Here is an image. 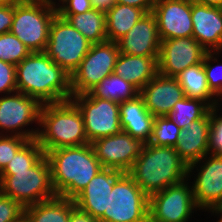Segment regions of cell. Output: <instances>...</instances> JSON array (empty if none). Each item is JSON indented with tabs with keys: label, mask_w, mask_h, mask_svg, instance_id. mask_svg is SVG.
I'll return each mask as SVG.
<instances>
[{
	"label": "cell",
	"mask_w": 222,
	"mask_h": 222,
	"mask_svg": "<svg viewBox=\"0 0 222 222\" xmlns=\"http://www.w3.org/2000/svg\"><path fill=\"white\" fill-rule=\"evenodd\" d=\"M17 91L42 105L69 101L71 76L52 62L45 52H31L16 65Z\"/></svg>",
	"instance_id": "cell-1"
},
{
	"label": "cell",
	"mask_w": 222,
	"mask_h": 222,
	"mask_svg": "<svg viewBox=\"0 0 222 222\" xmlns=\"http://www.w3.org/2000/svg\"><path fill=\"white\" fill-rule=\"evenodd\" d=\"M54 191L73 200L103 168L92 144L54 149L45 153Z\"/></svg>",
	"instance_id": "cell-2"
},
{
	"label": "cell",
	"mask_w": 222,
	"mask_h": 222,
	"mask_svg": "<svg viewBox=\"0 0 222 222\" xmlns=\"http://www.w3.org/2000/svg\"><path fill=\"white\" fill-rule=\"evenodd\" d=\"M127 174L150 197L188 179V166L174 147L147 143Z\"/></svg>",
	"instance_id": "cell-3"
},
{
	"label": "cell",
	"mask_w": 222,
	"mask_h": 222,
	"mask_svg": "<svg viewBox=\"0 0 222 222\" xmlns=\"http://www.w3.org/2000/svg\"><path fill=\"white\" fill-rule=\"evenodd\" d=\"M36 140L43 151L90 144L85 133L83 116L71 101L43 104Z\"/></svg>",
	"instance_id": "cell-4"
},
{
	"label": "cell",
	"mask_w": 222,
	"mask_h": 222,
	"mask_svg": "<svg viewBox=\"0 0 222 222\" xmlns=\"http://www.w3.org/2000/svg\"><path fill=\"white\" fill-rule=\"evenodd\" d=\"M0 192L24 207L56 197L46 155L28 170L1 171Z\"/></svg>",
	"instance_id": "cell-5"
},
{
	"label": "cell",
	"mask_w": 222,
	"mask_h": 222,
	"mask_svg": "<svg viewBox=\"0 0 222 222\" xmlns=\"http://www.w3.org/2000/svg\"><path fill=\"white\" fill-rule=\"evenodd\" d=\"M53 0L38 4H14L11 33L31 52H45L52 20L57 15Z\"/></svg>",
	"instance_id": "cell-6"
},
{
	"label": "cell",
	"mask_w": 222,
	"mask_h": 222,
	"mask_svg": "<svg viewBox=\"0 0 222 222\" xmlns=\"http://www.w3.org/2000/svg\"><path fill=\"white\" fill-rule=\"evenodd\" d=\"M149 197L123 173L107 196V209L100 222H149Z\"/></svg>",
	"instance_id": "cell-7"
},
{
	"label": "cell",
	"mask_w": 222,
	"mask_h": 222,
	"mask_svg": "<svg viewBox=\"0 0 222 222\" xmlns=\"http://www.w3.org/2000/svg\"><path fill=\"white\" fill-rule=\"evenodd\" d=\"M91 42L58 14L52 20L45 53L70 76L88 53Z\"/></svg>",
	"instance_id": "cell-8"
},
{
	"label": "cell",
	"mask_w": 222,
	"mask_h": 222,
	"mask_svg": "<svg viewBox=\"0 0 222 222\" xmlns=\"http://www.w3.org/2000/svg\"><path fill=\"white\" fill-rule=\"evenodd\" d=\"M119 53L116 42L91 44L88 53L71 75L72 95L88 93L113 73Z\"/></svg>",
	"instance_id": "cell-9"
},
{
	"label": "cell",
	"mask_w": 222,
	"mask_h": 222,
	"mask_svg": "<svg viewBox=\"0 0 222 222\" xmlns=\"http://www.w3.org/2000/svg\"><path fill=\"white\" fill-rule=\"evenodd\" d=\"M80 110L85 133L90 144L97 139L119 134V104L116 101L91 97L87 93L72 95L70 99Z\"/></svg>",
	"instance_id": "cell-10"
},
{
	"label": "cell",
	"mask_w": 222,
	"mask_h": 222,
	"mask_svg": "<svg viewBox=\"0 0 222 222\" xmlns=\"http://www.w3.org/2000/svg\"><path fill=\"white\" fill-rule=\"evenodd\" d=\"M197 208L186 179L149 197V222H187Z\"/></svg>",
	"instance_id": "cell-11"
},
{
	"label": "cell",
	"mask_w": 222,
	"mask_h": 222,
	"mask_svg": "<svg viewBox=\"0 0 222 222\" xmlns=\"http://www.w3.org/2000/svg\"><path fill=\"white\" fill-rule=\"evenodd\" d=\"M42 104L35 98L22 92H14L0 97V129L2 132H10V135L20 136L28 140L37 138L39 130H22L35 121H40ZM6 130V131H4ZM19 130V131H18ZM22 130V131H21ZM13 132V133H12Z\"/></svg>",
	"instance_id": "cell-12"
},
{
	"label": "cell",
	"mask_w": 222,
	"mask_h": 222,
	"mask_svg": "<svg viewBox=\"0 0 222 222\" xmlns=\"http://www.w3.org/2000/svg\"><path fill=\"white\" fill-rule=\"evenodd\" d=\"M188 166V178L194 168L203 161L192 184L193 198L199 210L222 208V156L211 154ZM208 158V160H207Z\"/></svg>",
	"instance_id": "cell-13"
},
{
	"label": "cell",
	"mask_w": 222,
	"mask_h": 222,
	"mask_svg": "<svg viewBox=\"0 0 222 222\" xmlns=\"http://www.w3.org/2000/svg\"><path fill=\"white\" fill-rule=\"evenodd\" d=\"M207 52L193 36L161 40L158 73L175 78L188 67L203 62Z\"/></svg>",
	"instance_id": "cell-14"
},
{
	"label": "cell",
	"mask_w": 222,
	"mask_h": 222,
	"mask_svg": "<svg viewBox=\"0 0 222 222\" xmlns=\"http://www.w3.org/2000/svg\"><path fill=\"white\" fill-rule=\"evenodd\" d=\"M103 168L127 173L141 154L145 143L126 132L110 135L91 143Z\"/></svg>",
	"instance_id": "cell-15"
},
{
	"label": "cell",
	"mask_w": 222,
	"mask_h": 222,
	"mask_svg": "<svg viewBox=\"0 0 222 222\" xmlns=\"http://www.w3.org/2000/svg\"><path fill=\"white\" fill-rule=\"evenodd\" d=\"M152 13L161 40L192 37L191 0H156Z\"/></svg>",
	"instance_id": "cell-16"
},
{
	"label": "cell",
	"mask_w": 222,
	"mask_h": 222,
	"mask_svg": "<svg viewBox=\"0 0 222 222\" xmlns=\"http://www.w3.org/2000/svg\"><path fill=\"white\" fill-rule=\"evenodd\" d=\"M116 43L122 54L159 57L161 39L154 14L152 12L144 14Z\"/></svg>",
	"instance_id": "cell-17"
},
{
	"label": "cell",
	"mask_w": 222,
	"mask_h": 222,
	"mask_svg": "<svg viewBox=\"0 0 222 222\" xmlns=\"http://www.w3.org/2000/svg\"><path fill=\"white\" fill-rule=\"evenodd\" d=\"M123 174L115 169L102 168L73 199L76 207L93 218L99 219L107 209V196L115 181Z\"/></svg>",
	"instance_id": "cell-18"
},
{
	"label": "cell",
	"mask_w": 222,
	"mask_h": 222,
	"mask_svg": "<svg viewBox=\"0 0 222 222\" xmlns=\"http://www.w3.org/2000/svg\"><path fill=\"white\" fill-rule=\"evenodd\" d=\"M146 109L154 116H168L175 103L185 97L176 78L157 73L140 91Z\"/></svg>",
	"instance_id": "cell-19"
},
{
	"label": "cell",
	"mask_w": 222,
	"mask_h": 222,
	"mask_svg": "<svg viewBox=\"0 0 222 222\" xmlns=\"http://www.w3.org/2000/svg\"><path fill=\"white\" fill-rule=\"evenodd\" d=\"M192 36L208 52L222 51V8L191 0Z\"/></svg>",
	"instance_id": "cell-20"
},
{
	"label": "cell",
	"mask_w": 222,
	"mask_h": 222,
	"mask_svg": "<svg viewBox=\"0 0 222 222\" xmlns=\"http://www.w3.org/2000/svg\"><path fill=\"white\" fill-rule=\"evenodd\" d=\"M210 129L209 110L202 118L180 130V137L174 148L187 166L209 155Z\"/></svg>",
	"instance_id": "cell-21"
},
{
	"label": "cell",
	"mask_w": 222,
	"mask_h": 222,
	"mask_svg": "<svg viewBox=\"0 0 222 222\" xmlns=\"http://www.w3.org/2000/svg\"><path fill=\"white\" fill-rule=\"evenodd\" d=\"M120 126L123 132L147 144L152 135L154 116L146 109L143 98H135L119 104Z\"/></svg>",
	"instance_id": "cell-22"
},
{
	"label": "cell",
	"mask_w": 222,
	"mask_h": 222,
	"mask_svg": "<svg viewBox=\"0 0 222 222\" xmlns=\"http://www.w3.org/2000/svg\"><path fill=\"white\" fill-rule=\"evenodd\" d=\"M158 57L119 53L114 73L134 85L139 91L158 73Z\"/></svg>",
	"instance_id": "cell-23"
},
{
	"label": "cell",
	"mask_w": 222,
	"mask_h": 222,
	"mask_svg": "<svg viewBox=\"0 0 222 222\" xmlns=\"http://www.w3.org/2000/svg\"><path fill=\"white\" fill-rule=\"evenodd\" d=\"M76 207L73 200L56 196L25 207L29 222H69L72 210Z\"/></svg>",
	"instance_id": "cell-24"
},
{
	"label": "cell",
	"mask_w": 222,
	"mask_h": 222,
	"mask_svg": "<svg viewBox=\"0 0 222 222\" xmlns=\"http://www.w3.org/2000/svg\"><path fill=\"white\" fill-rule=\"evenodd\" d=\"M146 14L142 9L116 3L106 12L107 40L117 42Z\"/></svg>",
	"instance_id": "cell-25"
},
{
	"label": "cell",
	"mask_w": 222,
	"mask_h": 222,
	"mask_svg": "<svg viewBox=\"0 0 222 222\" xmlns=\"http://www.w3.org/2000/svg\"><path fill=\"white\" fill-rule=\"evenodd\" d=\"M175 78L183 88L185 96L194 99H201L211 108H217V105H219L218 101L220 100L208 87L203 62L195 66L188 67Z\"/></svg>",
	"instance_id": "cell-26"
},
{
	"label": "cell",
	"mask_w": 222,
	"mask_h": 222,
	"mask_svg": "<svg viewBox=\"0 0 222 222\" xmlns=\"http://www.w3.org/2000/svg\"><path fill=\"white\" fill-rule=\"evenodd\" d=\"M81 32L92 44L108 41L106 34V13L91 9L81 14H58Z\"/></svg>",
	"instance_id": "cell-27"
},
{
	"label": "cell",
	"mask_w": 222,
	"mask_h": 222,
	"mask_svg": "<svg viewBox=\"0 0 222 222\" xmlns=\"http://www.w3.org/2000/svg\"><path fill=\"white\" fill-rule=\"evenodd\" d=\"M87 94L91 97L121 103L135 98L139 94V90L130 82L113 72L105 77Z\"/></svg>",
	"instance_id": "cell-28"
},
{
	"label": "cell",
	"mask_w": 222,
	"mask_h": 222,
	"mask_svg": "<svg viewBox=\"0 0 222 222\" xmlns=\"http://www.w3.org/2000/svg\"><path fill=\"white\" fill-rule=\"evenodd\" d=\"M211 107L201 99L185 96L172 107L170 117L180 129L188 127L192 122L202 118Z\"/></svg>",
	"instance_id": "cell-29"
},
{
	"label": "cell",
	"mask_w": 222,
	"mask_h": 222,
	"mask_svg": "<svg viewBox=\"0 0 222 222\" xmlns=\"http://www.w3.org/2000/svg\"><path fill=\"white\" fill-rule=\"evenodd\" d=\"M180 130L170 117L156 116L148 143L156 146L175 147L180 137Z\"/></svg>",
	"instance_id": "cell-30"
},
{
	"label": "cell",
	"mask_w": 222,
	"mask_h": 222,
	"mask_svg": "<svg viewBox=\"0 0 222 222\" xmlns=\"http://www.w3.org/2000/svg\"><path fill=\"white\" fill-rule=\"evenodd\" d=\"M45 152L36 139L29 140L10 160L2 171H21L33 167Z\"/></svg>",
	"instance_id": "cell-31"
},
{
	"label": "cell",
	"mask_w": 222,
	"mask_h": 222,
	"mask_svg": "<svg viewBox=\"0 0 222 222\" xmlns=\"http://www.w3.org/2000/svg\"><path fill=\"white\" fill-rule=\"evenodd\" d=\"M31 53L11 32L0 34V60L17 65Z\"/></svg>",
	"instance_id": "cell-32"
},
{
	"label": "cell",
	"mask_w": 222,
	"mask_h": 222,
	"mask_svg": "<svg viewBox=\"0 0 222 222\" xmlns=\"http://www.w3.org/2000/svg\"><path fill=\"white\" fill-rule=\"evenodd\" d=\"M219 53L221 52H207L203 59V68L206 74V79L210 91L216 97H219V99H221L220 96L222 97V64H217L216 66L210 64L212 61L215 62L216 60H218L216 55H219ZM218 70L221 71V76L218 75Z\"/></svg>",
	"instance_id": "cell-33"
},
{
	"label": "cell",
	"mask_w": 222,
	"mask_h": 222,
	"mask_svg": "<svg viewBox=\"0 0 222 222\" xmlns=\"http://www.w3.org/2000/svg\"><path fill=\"white\" fill-rule=\"evenodd\" d=\"M28 141V139L20 136L0 135V172Z\"/></svg>",
	"instance_id": "cell-34"
},
{
	"label": "cell",
	"mask_w": 222,
	"mask_h": 222,
	"mask_svg": "<svg viewBox=\"0 0 222 222\" xmlns=\"http://www.w3.org/2000/svg\"><path fill=\"white\" fill-rule=\"evenodd\" d=\"M25 216V207L0 192V222H17Z\"/></svg>",
	"instance_id": "cell-35"
},
{
	"label": "cell",
	"mask_w": 222,
	"mask_h": 222,
	"mask_svg": "<svg viewBox=\"0 0 222 222\" xmlns=\"http://www.w3.org/2000/svg\"><path fill=\"white\" fill-rule=\"evenodd\" d=\"M218 110V107L210 109L209 152L222 156V115H217Z\"/></svg>",
	"instance_id": "cell-36"
},
{
	"label": "cell",
	"mask_w": 222,
	"mask_h": 222,
	"mask_svg": "<svg viewBox=\"0 0 222 222\" xmlns=\"http://www.w3.org/2000/svg\"><path fill=\"white\" fill-rule=\"evenodd\" d=\"M16 91V65L0 60V93L9 95Z\"/></svg>",
	"instance_id": "cell-37"
},
{
	"label": "cell",
	"mask_w": 222,
	"mask_h": 222,
	"mask_svg": "<svg viewBox=\"0 0 222 222\" xmlns=\"http://www.w3.org/2000/svg\"><path fill=\"white\" fill-rule=\"evenodd\" d=\"M61 4L54 3L57 14H81L92 9L91 0H63Z\"/></svg>",
	"instance_id": "cell-38"
},
{
	"label": "cell",
	"mask_w": 222,
	"mask_h": 222,
	"mask_svg": "<svg viewBox=\"0 0 222 222\" xmlns=\"http://www.w3.org/2000/svg\"><path fill=\"white\" fill-rule=\"evenodd\" d=\"M14 17V4L0 6V34L11 31Z\"/></svg>",
	"instance_id": "cell-39"
},
{
	"label": "cell",
	"mask_w": 222,
	"mask_h": 222,
	"mask_svg": "<svg viewBox=\"0 0 222 222\" xmlns=\"http://www.w3.org/2000/svg\"><path fill=\"white\" fill-rule=\"evenodd\" d=\"M116 3L134 6L142 9L145 13L152 12L156 0H116Z\"/></svg>",
	"instance_id": "cell-40"
},
{
	"label": "cell",
	"mask_w": 222,
	"mask_h": 222,
	"mask_svg": "<svg viewBox=\"0 0 222 222\" xmlns=\"http://www.w3.org/2000/svg\"><path fill=\"white\" fill-rule=\"evenodd\" d=\"M69 222H100L98 219L91 217L87 213L75 207L70 215Z\"/></svg>",
	"instance_id": "cell-41"
},
{
	"label": "cell",
	"mask_w": 222,
	"mask_h": 222,
	"mask_svg": "<svg viewBox=\"0 0 222 222\" xmlns=\"http://www.w3.org/2000/svg\"><path fill=\"white\" fill-rule=\"evenodd\" d=\"M116 4V0H91L93 9L106 13L110 8Z\"/></svg>",
	"instance_id": "cell-42"
},
{
	"label": "cell",
	"mask_w": 222,
	"mask_h": 222,
	"mask_svg": "<svg viewBox=\"0 0 222 222\" xmlns=\"http://www.w3.org/2000/svg\"><path fill=\"white\" fill-rule=\"evenodd\" d=\"M193 1L202 5L222 8V0H193Z\"/></svg>",
	"instance_id": "cell-43"
},
{
	"label": "cell",
	"mask_w": 222,
	"mask_h": 222,
	"mask_svg": "<svg viewBox=\"0 0 222 222\" xmlns=\"http://www.w3.org/2000/svg\"><path fill=\"white\" fill-rule=\"evenodd\" d=\"M46 0H10L11 4L23 5V4H38Z\"/></svg>",
	"instance_id": "cell-44"
},
{
	"label": "cell",
	"mask_w": 222,
	"mask_h": 222,
	"mask_svg": "<svg viewBox=\"0 0 222 222\" xmlns=\"http://www.w3.org/2000/svg\"><path fill=\"white\" fill-rule=\"evenodd\" d=\"M211 212L215 213V214H219V215L221 214V217H220V219L217 222H222V208L217 209V210H213Z\"/></svg>",
	"instance_id": "cell-45"
},
{
	"label": "cell",
	"mask_w": 222,
	"mask_h": 222,
	"mask_svg": "<svg viewBox=\"0 0 222 222\" xmlns=\"http://www.w3.org/2000/svg\"><path fill=\"white\" fill-rule=\"evenodd\" d=\"M11 4L10 0H0V6H5Z\"/></svg>",
	"instance_id": "cell-46"
},
{
	"label": "cell",
	"mask_w": 222,
	"mask_h": 222,
	"mask_svg": "<svg viewBox=\"0 0 222 222\" xmlns=\"http://www.w3.org/2000/svg\"><path fill=\"white\" fill-rule=\"evenodd\" d=\"M17 222H29V220L26 218V216H23L19 221Z\"/></svg>",
	"instance_id": "cell-47"
}]
</instances>
